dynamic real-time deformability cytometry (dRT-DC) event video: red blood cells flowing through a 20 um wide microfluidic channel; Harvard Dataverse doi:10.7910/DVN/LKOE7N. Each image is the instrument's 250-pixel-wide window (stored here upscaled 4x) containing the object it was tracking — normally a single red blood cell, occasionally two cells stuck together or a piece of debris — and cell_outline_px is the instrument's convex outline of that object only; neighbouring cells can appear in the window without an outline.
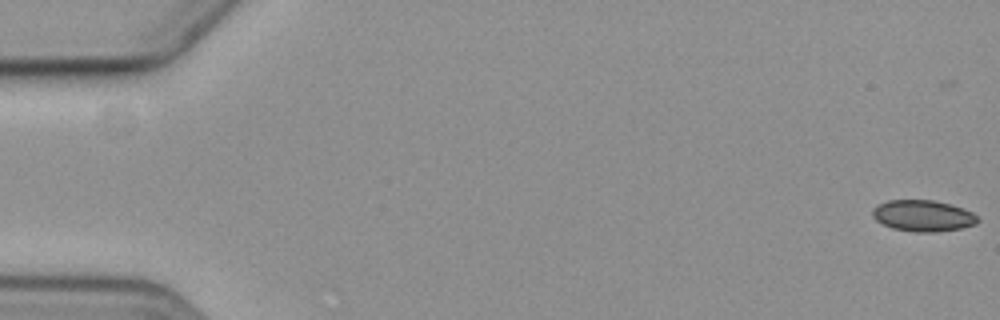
{"species": "common noctule bat (a hibernating species)", "species_latin": "Nyctalus noctula", "temperature_condition": "cold", "stored_images_in_passage": 5, "camera_frame_rate_fps": 3000, "um_per_image_px": 0.085, "animal": {"sex": "female", "body_mass_g": 19.3, "forearm_length_mm": 54.1}, "frame": {"image": 1, "passage_image": 1, "time_ms": 0.0, "image_size_px": [1000, 320], "cell_outline_px": [[980, 220], [976, 224], [960, 228], [936, 232], [916, 232], [892, 228], [876, 220], [872, 216], [872, 208], [888, 200], [932, 200], [948, 204], [972, 212]], "centroid_in_image_um": [78.43, 18.34], "position_along_channel_um": 6.6, "area_um2": 18.96}}
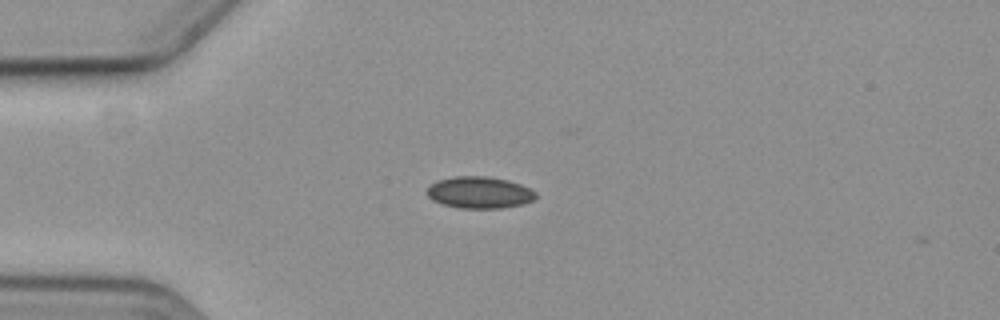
{"frame": {"image": 2, "passage_image": 5, "time_ms": 5.0, "image_size_px": [1000, 320], "cell_outline_px": [[536, 196], [532, 200], [524, 204], [500, 208], [460, 208], [440, 204], [432, 200], [424, 192], [436, 180], [456, 176], [488, 176], [508, 180], [520, 184], [536, 192]], "centroid_in_image_um": [40.71, 16.36], "position_along_channel_um": 44.3, "area_um2": 20.23}}